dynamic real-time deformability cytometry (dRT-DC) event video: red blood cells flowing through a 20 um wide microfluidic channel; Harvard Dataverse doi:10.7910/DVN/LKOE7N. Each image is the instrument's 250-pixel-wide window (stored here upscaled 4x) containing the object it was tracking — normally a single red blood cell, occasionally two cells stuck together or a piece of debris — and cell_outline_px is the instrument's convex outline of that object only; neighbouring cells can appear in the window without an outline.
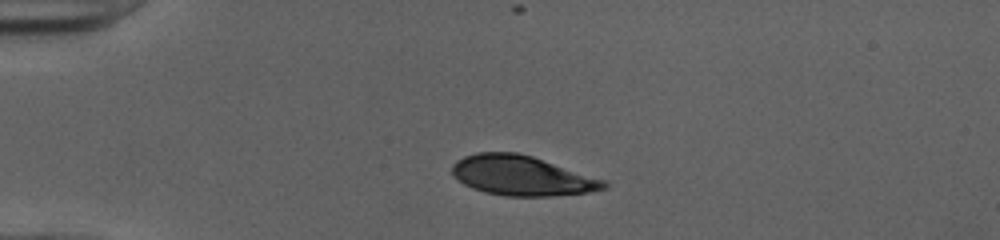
{"species": "human", "species_latin": "Homo sapiens", "temperature_condition": "cold", "stored_images_in_passage": 33, "camera_frame_rate_fps": 3000, "um_per_image_px": 0.085, "donor": {"sex": "female"}, "frame": {"image": 1, "passage_image": 1, "time_ms": 0.0, "image_size_px": [1000, 240], "cell_outline_px": [[608, 188], [588, 192], [552, 196], [508, 196], [484, 192], [472, 188], [456, 180], [452, 176], [452, 164], [456, 160], [464, 156], [476, 152], [516, 152], [532, 156], [608, 180]], "centroid_in_image_um": [44.36, 14.93], "position_along_channel_um": 40.6, "area_um2": 35.6}}
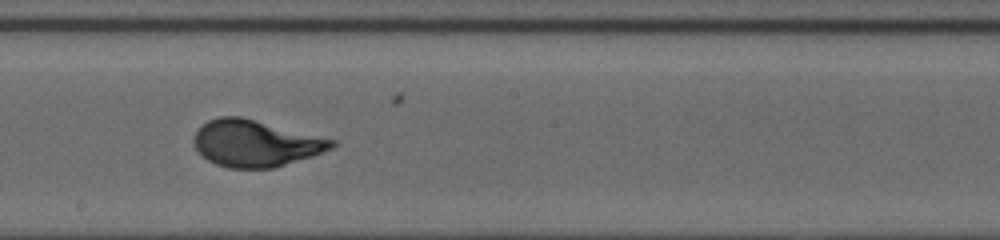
{"frame": {"image": 2, "passage_image": 18, "time_ms": 5.667, "image_size_px": [1000, 240], "cell_outline_px": [[336, 144], [332, 148], [312, 156], [272, 168], [228, 168], [216, 164], [208, 160], [196, 148], [192, 140], [196, 132], [208, 120], [220, 116], [240, 116], [336, 140]], "centroid_in_image_um": [21.71, 12.18], "position_along_channel_um": 226.5, "area_um2": 37.05}}
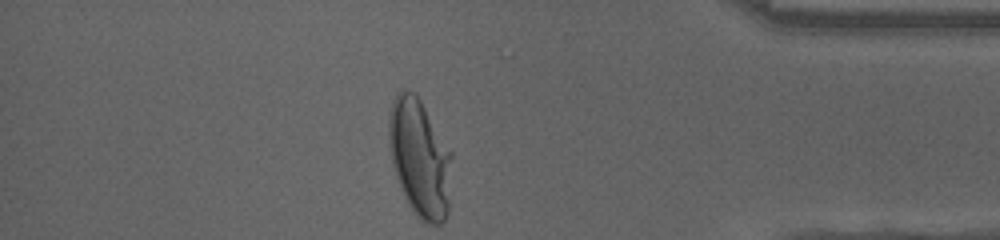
{"frame": {"image": 3, "passage_image": 33, "time_ms": 10.667, "image_size_px": [1000, 240], "cell_outline_px": [[452, 156], [448, 212], [444, 220], [440, 224], [428, 224], [420, 220], [408, 204], [400, 188], [392, 164], [388, 144], [388, 112], [392, 100], [404, 88], [416, 92], [452, 152]], "centroid_in_image_um": [35.66, 13.4], "position_along_channel_um": 399.5, "area_um2": 43.81}, "authors_computed_cell_mechanics": {"area_um2": 37.0498, "velocity_mm_per_s": 4.0064, "shape_relaxation_time_tau1_ms": 3.6534, "shape_relaxation_time_tau2_ms": null, "deformation_change_tau1": 0.2211, "deformation_change_tau2": null}}